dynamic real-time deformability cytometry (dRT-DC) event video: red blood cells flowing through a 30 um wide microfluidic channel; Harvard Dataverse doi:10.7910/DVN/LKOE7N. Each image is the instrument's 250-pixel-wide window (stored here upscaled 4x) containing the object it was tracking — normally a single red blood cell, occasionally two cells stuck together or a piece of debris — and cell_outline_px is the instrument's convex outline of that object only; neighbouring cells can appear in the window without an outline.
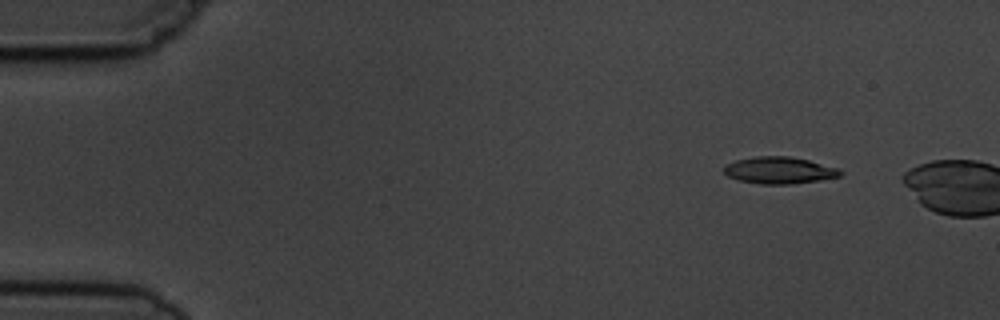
{"species": "common noctule bat (a hibernating species)", "species_latin": "Nyctalus noctula", "temperature_condition": "cold", "stored_images_in_passage": 3, "camera_frame_rate_fps": 3000, "um_per_image_px": 0.085, "animal": {"sex": "male", "body_mass_g": 19.5, "forearm_length_mm": 54.6}, "frame": {"image": 1, "passage_image": 2, "time_ms": 1.0, "image_size_px": [1000, 320], "cell_outline_px": [[844, 172], [840, 176], [820, 180], [792, 184], [760, 184], [740, 180], [728, 176], [724, 172], [724, 164], [736, 160], [756, 156], [788, 156], [808, 160], [840, 168]], "centroid_in_image_um": [66.26, 14.47], "position_along_channel_um": 18.7, "area_um2": 18.26}}